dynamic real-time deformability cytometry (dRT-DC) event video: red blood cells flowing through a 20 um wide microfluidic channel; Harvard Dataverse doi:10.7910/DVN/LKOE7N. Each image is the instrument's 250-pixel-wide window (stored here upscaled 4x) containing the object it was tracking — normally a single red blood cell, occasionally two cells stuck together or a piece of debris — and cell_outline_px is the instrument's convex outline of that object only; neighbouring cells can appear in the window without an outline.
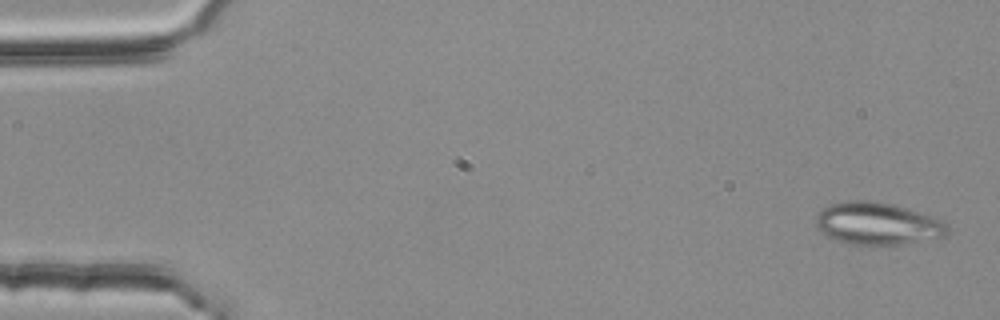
{"species": "common noctule bat (a hibernating species)", "species_latin": "Nyctalus noctula", "temperature_condition": "room temperature", "stored_images_in_passage": 4, "camera_frame_rate_fps": 3000, "um_per_image_px": 0.085, "animal": {"sex": "female", "body_mass_g": 25.1}, "frame": {"image": 1, "passage_image": 1, "time_ms": 0.0, "image_size_px": [1000, 320], "cell_outline_px": [[948, 232], [944, 236], [904, 244], [848, 244], [836, 240], [820, 232], [816, 228], [816, 216], [824, 208], [832, 204], [848, 200], [868, 200], [896, 204], [944, 220], [948, 224]], "centroid_in_image_um": [74.6, 18.99], "position_along_channel_um": 10.4, "area_um2": 32.54}}
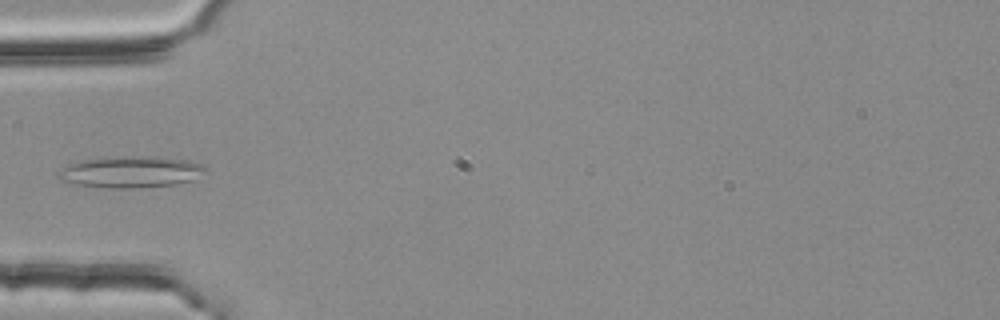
{"frame": {"image": 2, "passage_image": 4, "time_ms": 1.0, "image_size_px": [1000, 320], "cell_outline_px": [[208, 172], [192, 180], [176, 184], [140, 188], [104, 188], [64, 184], [56, 176], [56, 172], [68, 164], [76, 160], [108, 156], [156, 156], [188, 160], [200, 164], [208, 168]], "centroid_in_image_um": [11.03, 14.61], "position_along_channel_um": 74.0, "area_um2": 28.09}}